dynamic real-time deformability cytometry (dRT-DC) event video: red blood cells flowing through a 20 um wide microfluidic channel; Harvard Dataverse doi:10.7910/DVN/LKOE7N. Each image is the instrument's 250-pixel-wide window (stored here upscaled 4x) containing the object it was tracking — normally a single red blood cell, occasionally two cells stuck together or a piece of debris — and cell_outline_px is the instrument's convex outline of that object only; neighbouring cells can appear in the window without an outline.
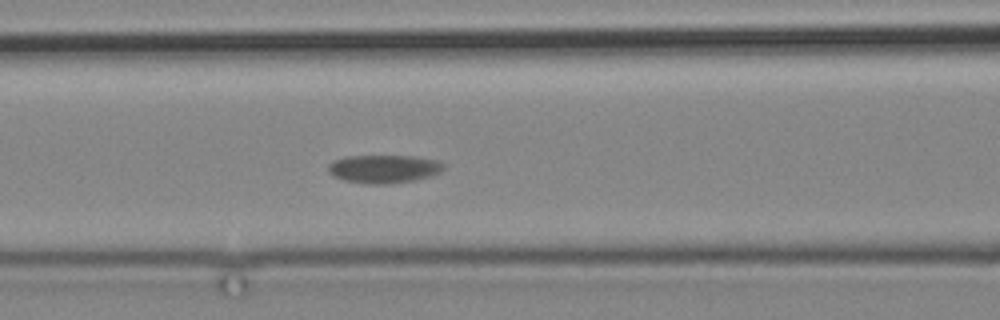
{"species": "common noctule bat (a hibernating species)", "species_latin": "Nyctalus noctula", "temperature_condition": "cold", "stored_images_in_passage": 3, "camera_frame_rate_fps": 3000, "um_per_image_px": 0.085, "animal": {"sex": "male", "body_mass_g": 19.2, "forearm_length_mm": 51.8}, "frame": {"image": 1, "passage_image": 3, "time_ms": 2.333, "image_size_px": [1000, 320], "cell_outline_px": [[444, 168], [440, 172], [432, 176], [412, 180], [384, 184], [368, 184], [344, 180], [332, 176], [328, 172], [328, 164], [332, 160], [344, 156], [412, 156], [436, 160], [444, 164]], "centroid_in_image_um": [32.58, 14.35], "position_along_channel_um": 134.0, "area_um2": 19.02}}